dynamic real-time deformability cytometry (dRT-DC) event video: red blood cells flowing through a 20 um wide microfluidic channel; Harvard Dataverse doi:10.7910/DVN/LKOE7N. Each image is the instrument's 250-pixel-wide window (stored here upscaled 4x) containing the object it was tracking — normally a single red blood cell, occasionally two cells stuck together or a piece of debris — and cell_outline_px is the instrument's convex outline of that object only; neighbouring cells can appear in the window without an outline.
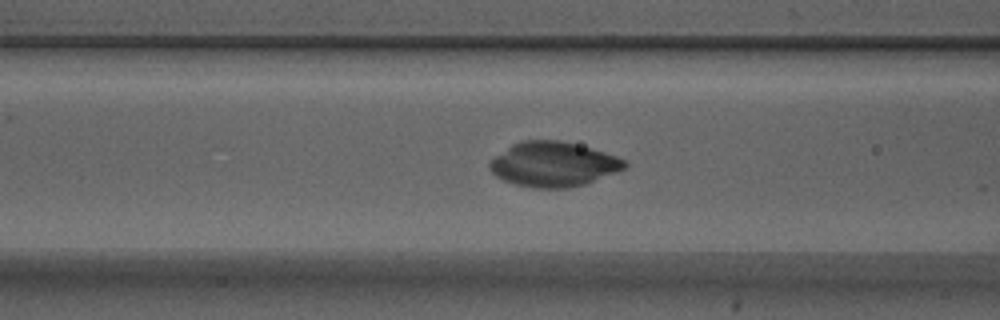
{"species": "Egyptian fruit bat (a non-hibernating species)", "species_latin": "Rousettus aegyptiacus", "temperature_condition": "warm", "stored_images_in_passage": 31, "camera_frame_rate_fps": 3000, "um_per_image_px": 0.085, "animal": {"sex": "male"}, "frame": {"image": 1, "passage_image": 14, "time_ms": 4.333, "image_size_px": [1000, 320], "cell_outline_px": [[628, 164], [624, 168], [616, 172], [584, 184], [568, 188], [532, 188], [516, 184], [504, 180], [496, 176], [488, 168], [488, 164], [496, 156], [512, 144], [520, 140], [556, 140], [576, 144], [604, 152], [628, 160]], "centroid_in_image_um": [47.03, 13.96], "position_along_channel_um": 119.6, "area_um2": 34.97}}
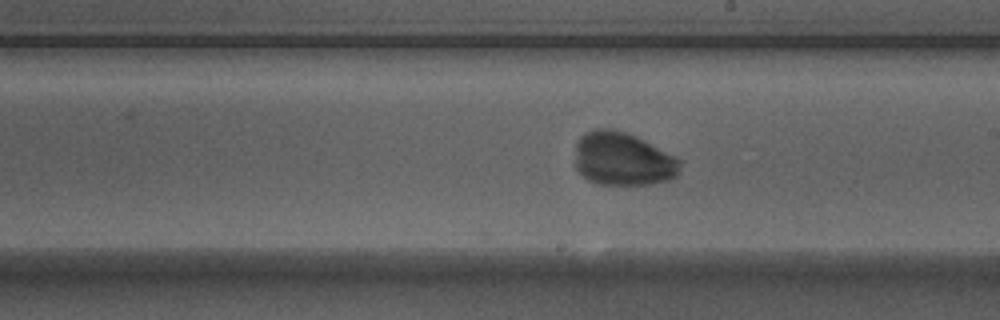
{"frame": {"image": 2, "passage_image": 23, "time_ms": 7.333, "image_size_px": [1000, 320], "cell_outline_px": [[680, 172], [676, 176], [668, 180], [652, 184], [600, 184], [588, 180], [576, 168], [576, 140], [584, 132], [596, 128], [612, 128], [636, 136], [680, 160]], "centroid_in_image_um": [52.91, 13.51], "position_along_channel_um": 236.1, "area_um2": 32.48}}
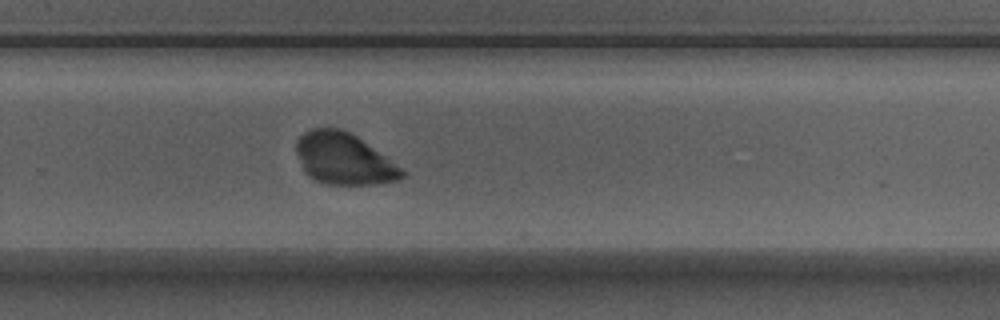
{"frame": {"image": 3, "passage_image": 28, "time_ms": 9.0, "image_size_px": [1000, 320], "cell_outline_px": [[408, 172], [400, 180], [376, 184], [328, 184], [316, 180], [308, 176], [304, 172], [296, 152], [296, 140], [304, 132], [312, 128], [340, 128], [356, 136], [404, 168]], "centroid_in_image_um": [29.25, 13.51], "position_along_channel_um": 300.6, "area_um2": 31.85}}